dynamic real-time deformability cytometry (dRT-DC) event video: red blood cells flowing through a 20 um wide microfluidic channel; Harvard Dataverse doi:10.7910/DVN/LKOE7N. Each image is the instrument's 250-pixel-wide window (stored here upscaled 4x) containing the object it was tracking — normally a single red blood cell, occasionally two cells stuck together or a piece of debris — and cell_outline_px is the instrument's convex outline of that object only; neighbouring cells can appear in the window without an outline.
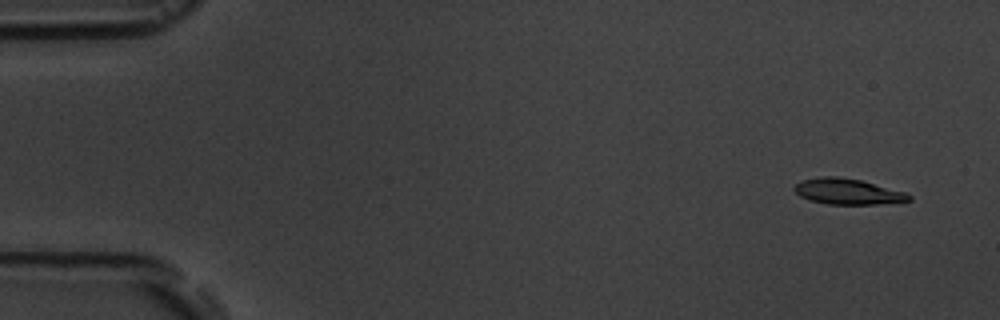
{"species": "common noctule bat (a hibernating species)", "species_latin": "Nyctalus noctula", "temperature_condition": "room temperature", "stored_images_in_passage": 5, "camera_frame_rate_fps": 3000, "um_per_image_px": 0.085, "animal": {"sex": "male", "body_mass_g": 19.5, "forearm_length_mm": 54.6}, "frame": {"image": 1, "passage_image": 1, "time_ms": 0.0, "image_size_px": [1000, 320], "cell_outline_px": [[912, 200], [876, 204], [828, 204], [812, 200], [800, 196], [792, 188], [796, 184], [804, 180], [820, 176], [836, 176], [860, 180], [904, 192], [912, 196]], "centroid_in_image_um": [72.03, 16.28], "position_along_channel_um": 13.0, "area_um2": 16.88}}
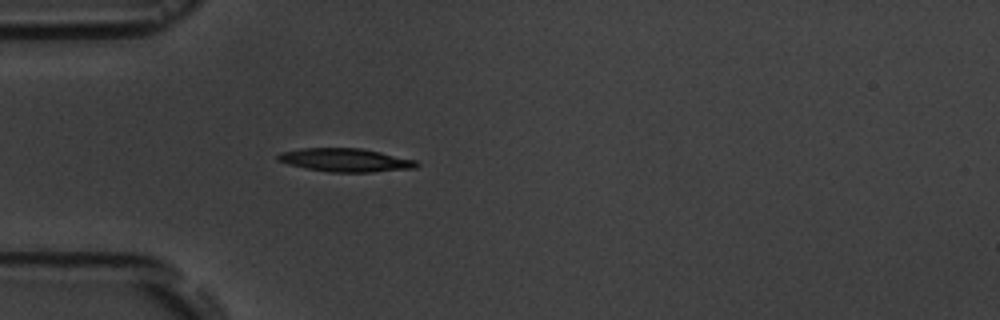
{"frame": {"image": 2, "passage_image": 5, "time_ms": 4.333, "image_size_px": [1000, 320], "cell_outline_px": [[420, 164], [416, 168], [372, 172], [328, 172], [304, 168], [288, 164], [276, 160], [276, 156], [280, 152], [300, 148], [360, 148], [380, 152], [416, 160]], "centroid_in_image_um": [29.33, 13.61], "position_along_channel_um": 55.7, "area_um2": 19.02}}